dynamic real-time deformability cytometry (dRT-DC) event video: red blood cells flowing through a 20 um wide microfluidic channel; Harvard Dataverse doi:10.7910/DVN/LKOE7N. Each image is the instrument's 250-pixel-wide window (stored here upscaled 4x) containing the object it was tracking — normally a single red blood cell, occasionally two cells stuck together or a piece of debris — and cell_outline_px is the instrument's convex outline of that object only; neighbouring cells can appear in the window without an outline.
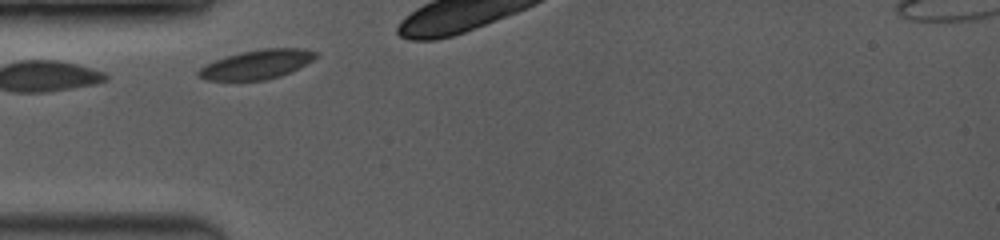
{"species": "common noctule bat (a hibernating species)", "species_latin": "Nyctalus noctula", "temperature_condition": "room temperature", "stored_images_in_passage": 8, "camera_frame_rate_fps": 3500, "um_per_image_px": 0.085, "animal": {"sex": "female", "body_mass_g": 19.0, "forearm_length_mm": 53.3}, "frame": {"image": 1, "passage_image": 1, "time_ms": 0.0, "image_size_px": [1000, 240], "cell_outline_px": [[320, 52], [312, 60], [280, 76], [268, 80], [204, 80], [196, 76], [196, 72], [200, 68], [216, 60], [240, 52], [260, 48], [300, 48]], "centroid_in_image_um": [21.81, 5.47], "position_along_channel_um": 63.2, "area_um2": 19.77}}